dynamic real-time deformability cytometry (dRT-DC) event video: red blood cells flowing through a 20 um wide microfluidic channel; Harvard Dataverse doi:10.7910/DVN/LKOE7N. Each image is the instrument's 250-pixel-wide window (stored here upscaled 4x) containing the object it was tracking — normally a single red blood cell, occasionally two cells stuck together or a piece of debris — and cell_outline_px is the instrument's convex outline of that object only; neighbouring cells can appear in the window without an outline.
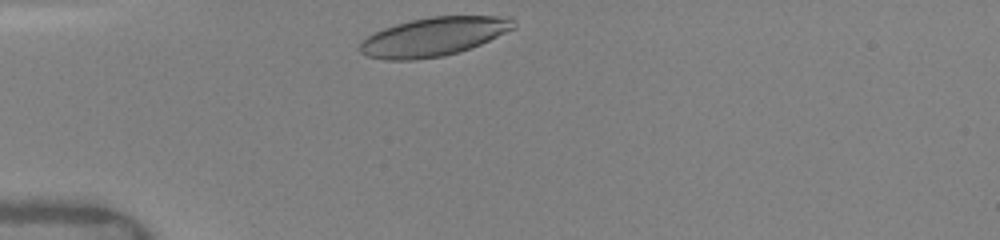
{"species": "human", "species_latin": "Homo sapiens", "temperature_condition": "warm", "stored_images_in_passage": 6, "camera_frame_rate_fps": 3000, "um_per_image_px": 0.085, "donor": {"sex": "female"}, "frame": {"image": 1, "passage_image": 1, "time_ms": 0.0, "image_size_px": [1000, 240], "cell_outline_px": [[516, 28], [480, 44], [444, 56], [416, 60], [384, 60], [368, 56], [360, 52], [360, 44], [368, 36], [384, 28], [396, 24], [428, 16], [512, 16], [516, 24]], "centroid_in_image_um": [36.9, 3.11], "position_along_channel_um": 48.1, "area_um2": 34.62}}